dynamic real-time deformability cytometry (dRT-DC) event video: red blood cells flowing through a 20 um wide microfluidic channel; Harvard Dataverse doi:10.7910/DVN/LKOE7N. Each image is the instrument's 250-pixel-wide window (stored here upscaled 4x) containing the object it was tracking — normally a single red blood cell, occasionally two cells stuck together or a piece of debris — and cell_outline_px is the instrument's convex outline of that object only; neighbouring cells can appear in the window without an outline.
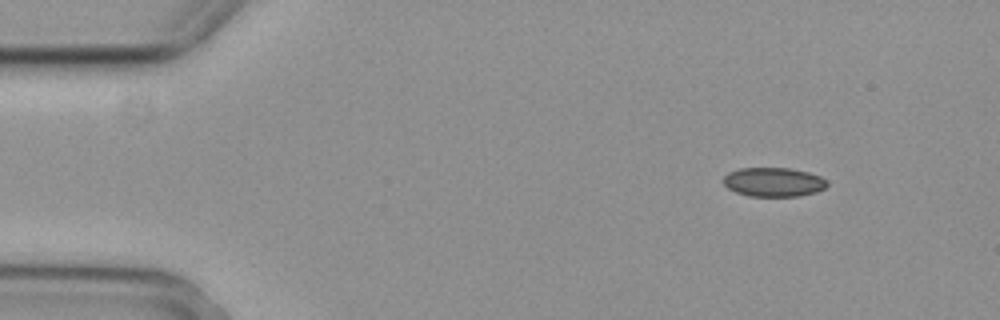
{"species": "common noctule bat (a hibernating species)", "species_latin": "Nyctalus noctula", "temperature_condition": "cold", "stored_images_in_passage": 8, "camera_frame_rate_fps": 3000, "um_per_image_px": 0.085, "animal": {"sex": "female", "body_mass_g": 29.2, "forearm_length_mm": 56.3}, "frame": {"image": 1, "passage_image": 1, "time_ms": 0.0, "image_size_px": [1000, 320], "cell_outline_px": [[828, 184], [824, 188], [816, 192], [800, 196], [748, 196], [736, 192], [728, 188], [724, 184], [724, 176], [728, 172], [740, 168], [792, 168], [808, 172], [820, 176], [828, 180]], "centroid_in_image_um": [65.77, 15.47], "position_along_channel_um": 19.2, "area_um2": 17.69}}
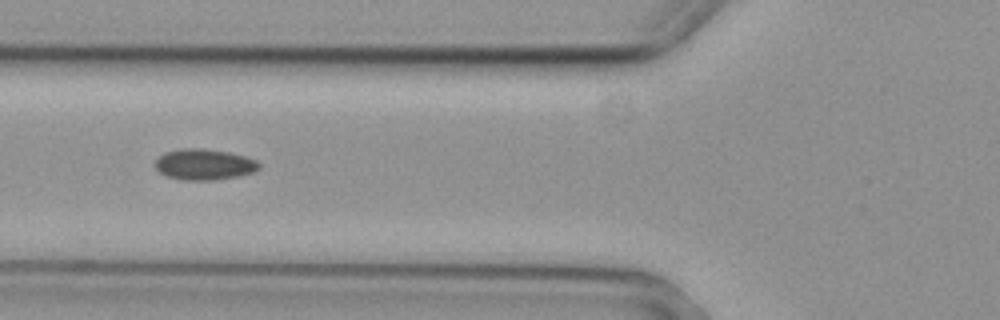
{"frame": {"image": 2, "passage_image": 5, "time_ms": 1.333, "image_size_px": [1000, 320], "cell_outline_px": [[260, 168], [252, 172], [240, 176], [216, 180], [180, 180], [168, 176], [160, 172], [152, 164], [164, 152], [180, 148], [204, 148], [228, 152], [244, 156], [256, 160], [260, 164]], "centroid_in_image_um": [17.34, 13.97], "position_along_channel_um": 108.5, "area_um2": 18.9}}
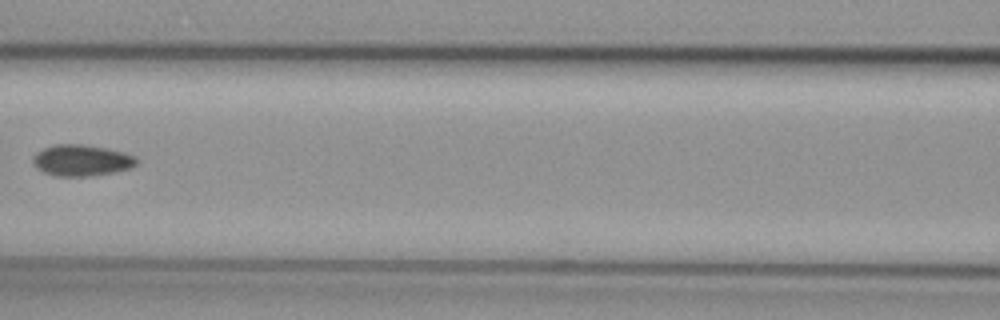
{"frame": {"image": 3, "passage_image": 6, "time_ms": 1.667, "image_size_px": [1000, 320], "cell_outline_px": [[140, 160], [132, 168], [116, 172], [92, 176], [56, 176], [44, 172], [36, 168], [32, 164], [32, 156], [36, 152], [44, 148], [56, 144], [80, 144], [108, 148], [124, 152], [136, 156]], "centroid_in_image_um": [6.96, 13.63], "position_along_channel_um": 159.6, "area_um2": 19.25}}